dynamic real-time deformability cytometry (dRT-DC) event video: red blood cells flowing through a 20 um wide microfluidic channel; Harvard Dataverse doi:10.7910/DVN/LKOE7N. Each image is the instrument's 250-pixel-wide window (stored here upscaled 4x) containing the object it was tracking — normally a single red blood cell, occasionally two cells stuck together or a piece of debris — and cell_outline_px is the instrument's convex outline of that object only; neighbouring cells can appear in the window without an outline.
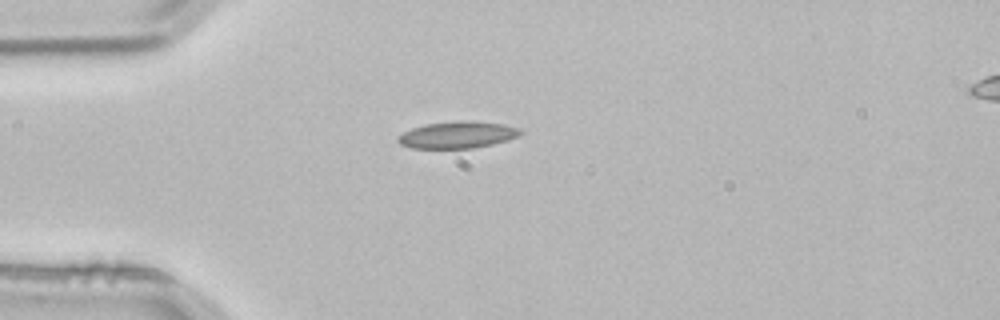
{"species": "common noctule bat (a hibernating species)", "species_latin": "Nyctalus noctula", "temperature_condition": "room temperature", "stored_images_in_passage": 2, "segment_of_instrument_passage": [1, 2], "camera_frame_rate_fps": 3000, "um_per_image_px": 0.085, "animal": {"sex": "male", "body_mass_g": 21.5, "forearm_length_mm": 52.0}, "frame": {"image": 1, "passage_image": 1, "time_ms": 0.0, "image_size_px": [1000, 320], "cell_outline_px": [[524, 132], [508, 140], [492, 144], [472, 148], [412, 148], [400, 144], [396, 140], [396, 136], [412, 128], [424, 124], [460, 120], [468, 120], [504, 124], [520, 128]], "centroid_in_image_um": [38.87, 11.45], "position_along_channel_um": 46.1, "area_um2": 19.25}}